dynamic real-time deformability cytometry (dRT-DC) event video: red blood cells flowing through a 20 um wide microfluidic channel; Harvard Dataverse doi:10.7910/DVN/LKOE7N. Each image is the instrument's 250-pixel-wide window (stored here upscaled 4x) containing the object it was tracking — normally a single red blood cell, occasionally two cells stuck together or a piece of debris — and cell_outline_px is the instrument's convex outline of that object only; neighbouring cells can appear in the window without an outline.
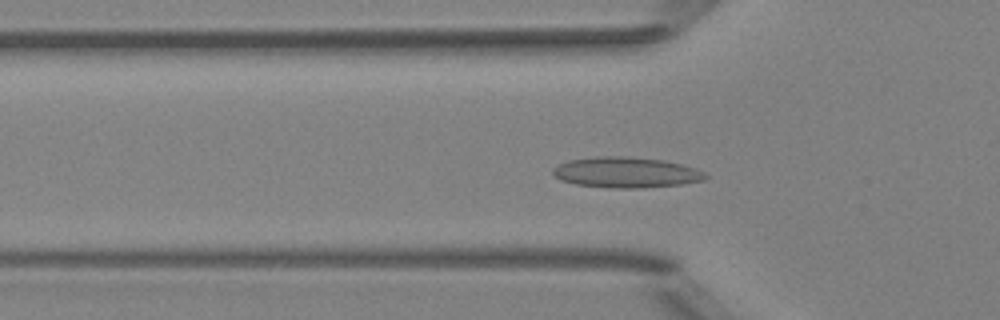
{"species": "Egyptian fruit bat (a non-hibernating species)", "species_latin": "Rousettus aegyptiacus", "temperature_condition": "room temperature", "stored_images_in_passage": 49, "camera_frame_rate_fps": 3000, "um_per_image_px": 0.085, "animal": {"sex": "female"}, "frame": {"image": 1, "passage_image": 15, "time_ms": 4.667, "image_size_px": [1000, 320], "cell_outline_px": [[708, 176], [704, 180], [680, 184], [640, 188], [612, 188], [576, 184], [560, 180], [552, 172], [552, 168], [568, 160], [596, 156], [624, 156], [664, 160], [696, 168], [704, 172]], "centroid_in_image_um": [53.2, 14.65], "position_along_channel_um": 72.6, "area_um2": 27.17}}
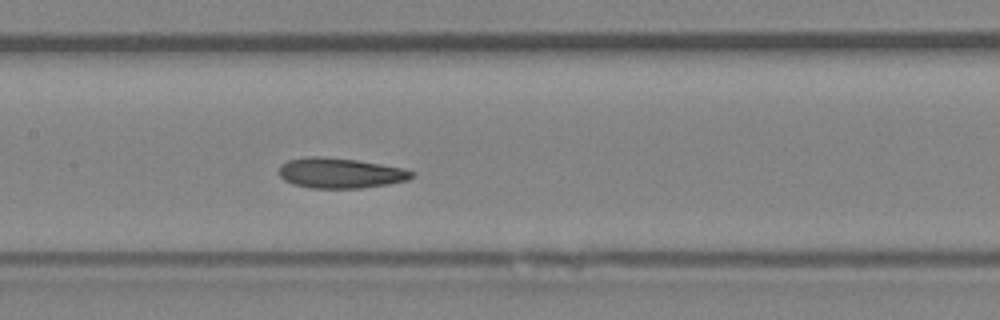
{"frame": {"image": 2, "passage_image": 23, "time_ms": 7.333, "image_size_px": [1000, 320], "cell_outline_px": [[416, 172], [408, 180], [388, 184], [360, 188], [312, 188], [292, 184], [284, 180], [280, 176], [280, 164], [288, 160], [312, 156], [320, 156], [356, 160], [404, 168]], "centroid_in_image_um": [28.92, 14.71], "position_along_channel_um": 178.5, "area_um2": 23.35}}
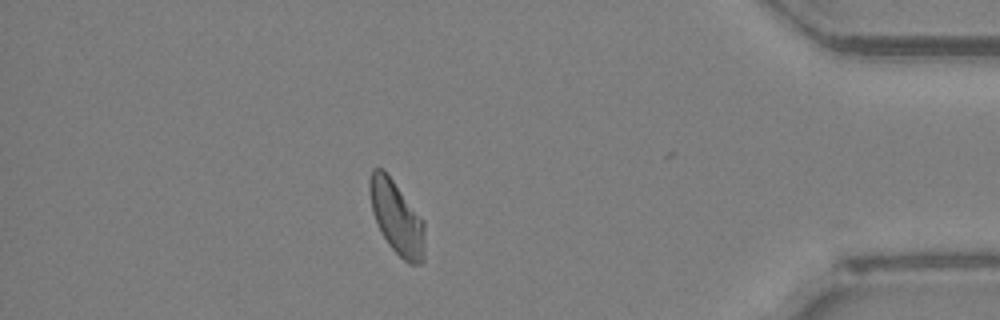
{"frame": {"image": 3, "passage_image": 43, "time_ms": 14.0, "image_size_px": [1000, 320], "cell_outline_px": [[424, 260], [420, 264], [408, 264], [388, 244], [372, 212], [368, 188], [368, 180], [372, 168], [384, 168], [424, 220]], "centroid_in_image_um": [33.71, 18.46], "position_along_channel_um": 401.5, "area_um2": 23.64}, "authors_computed_cell_mechanics": {"area_um2": 23.6402, "velocity_mm_per_s": 3.9779, "shape_relaxation_time_tau1_ms": null, "shape_relaxation_time_tau2_ms": 3.2999, "deformation_change_tau1": null, "deformation_change_tau2": 0.083}}